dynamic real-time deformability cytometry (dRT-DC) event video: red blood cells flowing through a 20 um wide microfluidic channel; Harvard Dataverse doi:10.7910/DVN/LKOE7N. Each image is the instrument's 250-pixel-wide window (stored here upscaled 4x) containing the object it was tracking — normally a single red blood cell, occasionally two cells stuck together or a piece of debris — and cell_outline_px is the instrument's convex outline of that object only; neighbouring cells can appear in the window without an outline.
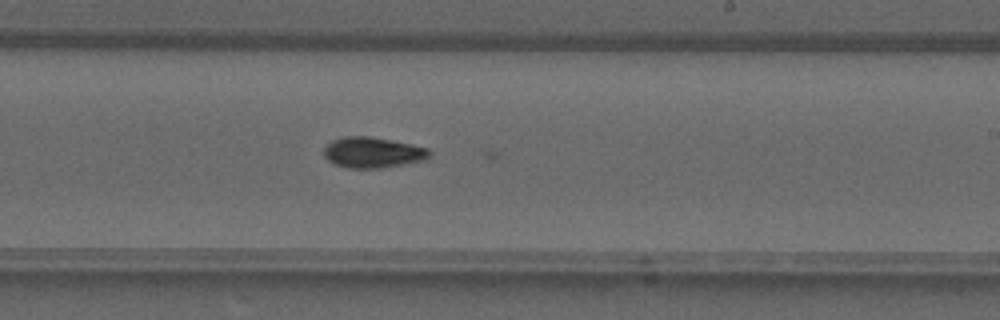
{"species": "common noctule bat (a hibernating species)", "species_latin": "Nyctalus noctula", "temperature_condition": "warm", "stored_images_in_passage": 19, "camera_frame_rate_fps": 3000, "um_per_image_px": 0.085, "animal": {"sex": "male", "forearm_length_mm": 52.5}, "frame": {"image": 1, "passage_image": 12, "time_ms": 3.667, "image_size_px": [1000, 320], "cell_outline_px": [[432, 152], [424, 160], [380, 168], [348, 168], [336, 164], [328, 160], [324, 156], [324, 148], [332, 140], [344, 136], [368, 136], [392, 140], [428, 148]], "centroid_in_image_um": [31.67, 12.95], "position_along_channel_um": 257.3, "area_um2": 18.73}}